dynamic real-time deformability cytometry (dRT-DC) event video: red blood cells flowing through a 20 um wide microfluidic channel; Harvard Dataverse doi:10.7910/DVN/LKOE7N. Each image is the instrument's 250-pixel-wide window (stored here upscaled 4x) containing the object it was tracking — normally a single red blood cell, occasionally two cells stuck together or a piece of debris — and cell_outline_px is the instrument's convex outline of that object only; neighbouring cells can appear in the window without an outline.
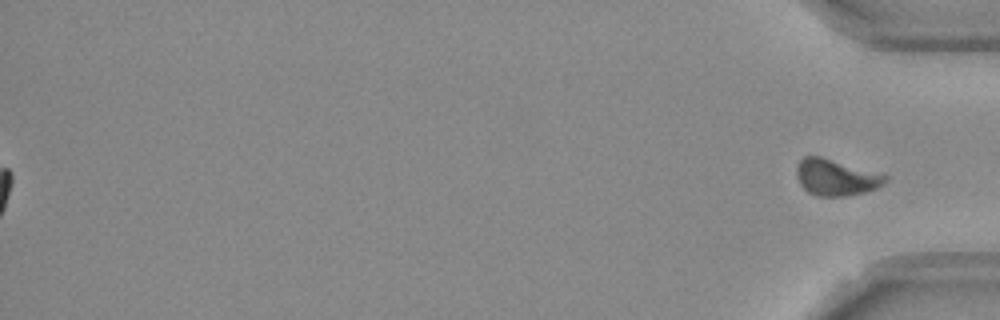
{"species": "Egyptian fruit bat (a non-hibernating species)", "species_latin": "Rousettus aegyptiacus", "temperature_condition": "room temperature", "stored_images_in_passage": 44, "segment_of_instrument_passage": [2, 2], "camera_frame_rate_fps": 3000, "um_per_image_px": 0.085, "frame": {"image": 1, "passage_image": 44, "time_ms": 14.333, "image_size_px": [1000, 320], "cell_outline_px": [[888, 180], [884, 184], [876, 188], [864, 192], [844, 196], [816, 196], [808, 192], [800, 184], [796, 176], [796, 168], [800, 160], [804, 156], [820, 156], [888, 176]], "centroid_in_image_um": [71.02, 15.08], "position_along_channel_um": 364.2, "area_um2": 18.55}}